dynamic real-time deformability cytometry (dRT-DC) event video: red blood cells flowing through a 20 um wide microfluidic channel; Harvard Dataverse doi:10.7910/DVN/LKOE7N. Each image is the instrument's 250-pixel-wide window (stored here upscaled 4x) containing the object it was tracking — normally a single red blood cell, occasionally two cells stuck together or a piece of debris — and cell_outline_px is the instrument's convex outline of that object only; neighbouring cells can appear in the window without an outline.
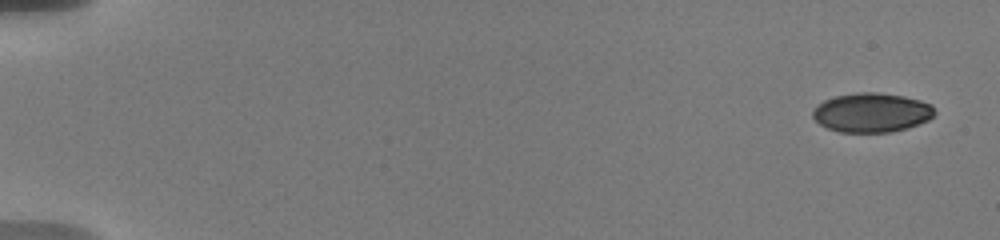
{"species": "human", "species_latin": "Homo sapiens", "temperature_condition": "warm", "stored_images_in_passage": 48, "camera_frame_rate_fps": 3000, "um_per_image_px": 0.085, "donor": {"sex": "male"}, "frame": {"image": 1, "passage_image": 1, "time_ms": 0.0, "image_size_px": [1000, 240], "cell_outline_px": [[936, 112], [928, 120], [904, 128], [888, 132], [840, 132], [828, 128], [820, 124], [812, 116], [812, 112], [816, 104], [824, 100], [836, 96], [856, 92], [876, 92], [904, 96], [920, 100], [932, 104]], "centroid_in_image_um": [74.07, 9.55], "position_along_channel_um": 10.9, "area_um2": 27.8}}
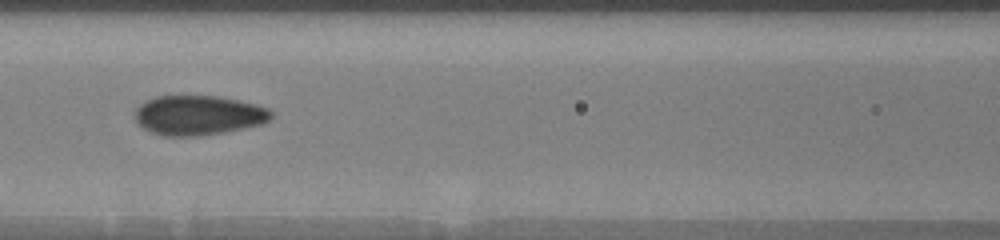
{"frame": {"image": 2, "passage_image": 19, "time_ms": 8.333, "image_size_px": [1000, 240], "cell_outline_px": [[272, 116], [268, 120], [260, 124], [224, 132], [200, 136], [164, 136], [152, 132], [144, 128], [136, 120], [132, 112], [144, 100], [156, 96], [216, 96], [240, 100], [256, 104], [268, 108], [272, 112]], "centroid_in_image_um": [16.83, 9.79], "position_along_channel_um": 149.8, "area_um2": 31.56}}
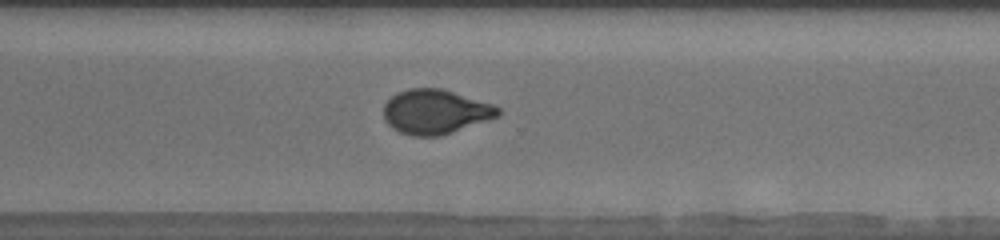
{"frame": {"image": 3, "passage_image": 34, "time_ms": 13.333, "image_size_px": [1000, 240], "cell_outline_px": [[500, 112], [496, 116], [452, 132], [436, 136], [412, 136], [400, 132], [392, 128], [384, 120], [384, 104], [396, 92], [408, 88], [440, 88], [492, 104], [500, 108]], "centroid_in_image_um": [36.94, 9.49], "position_along_channel_um": 333.7, "area_um2": 29.25}, "authors_computed_cell_mechanics": {"area_um2": 30.2583, "velocity_mm_per_s": 3.6908, "shape_relaxation_time_tau1_ms": null, "shape_relaxation_time_tau2_ms": 0.908, "deformation_change_tau1": null, "deformation_change_tau2": 0.051}}